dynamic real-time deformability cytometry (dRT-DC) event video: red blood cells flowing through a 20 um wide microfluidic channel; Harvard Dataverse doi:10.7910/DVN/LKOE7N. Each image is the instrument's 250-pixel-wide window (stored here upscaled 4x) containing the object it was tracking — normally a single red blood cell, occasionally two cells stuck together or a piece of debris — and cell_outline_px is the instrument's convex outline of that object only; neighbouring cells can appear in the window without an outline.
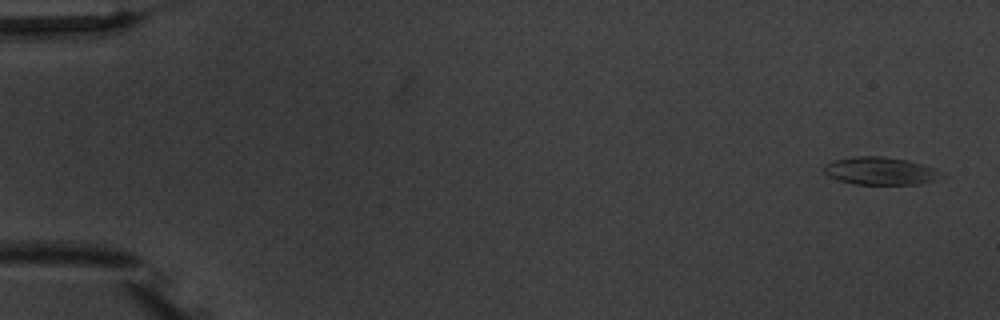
{"species": "common noctule bat (a hibernating species)", "species_latin": "Nyctalus noctula", "temperature_condition": "warm", "stored_images_in_passage": 10, "camera_frame_rate_fps": 3000, "um_per_image_px": 0.085, "animal": {"sex": "male", "body_mass_g": 20.1, "forearm_length_mm": 53.5}, "frame": {"image": 1, "passage_image": 1, "time_ms": 0.0, "image_size_px": [1000, 320], "cell_outline_px": [[944, 176], [920, 184], [856, 184], [840, 180], [828, 176], [824, 172], [824, 164], [832, 160], [852, 156], [884, 156], [904, 160], [920, 164], [944, 172]], "centroid_in_image_um": [74.79, 14.52], "position_along_channel_um": 10.2, "area_um2": 18.84}}
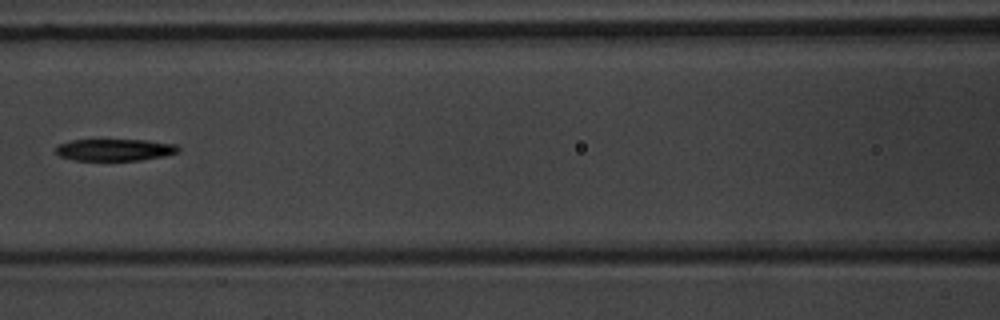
{"frame": {"image": 2, "passage_image": 7, "time_ms": 8.0, "image_size_px": [1000, 320], "cell_outline_px": [[180, 152], [164, 156], [140, 160], [76, 160], [60, 156], [56, 152], [56, 148], [60, 144], [72, 140], [144, 140], [176, 144], [180, 148]], "centroid_in_image_um": [9.8, 12.73], "position_along_channel_um": 156.8, "area_um2": 15.49}}
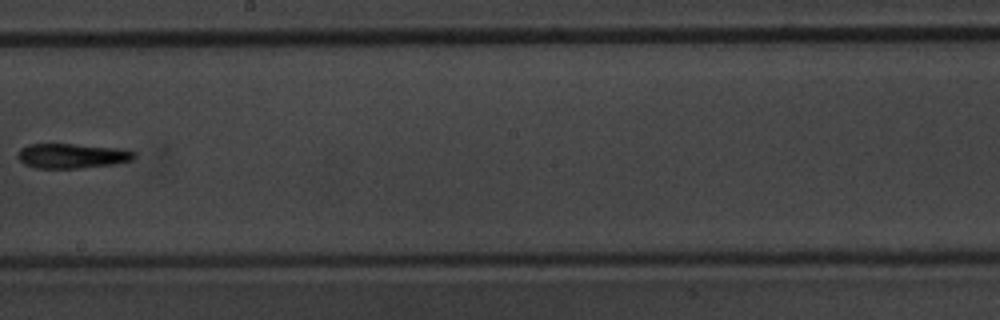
{"frame": {"image": 3, "passage_image": 9, "time_ms": 10.333, "image_size_px": [1000, 320], "cell_outline_px": [[136, 156], [132, 160], [112, 164], [80, 168], [36, 168], [24, 164], [16, 156], [20, 148], [28, 144], [72, 144], [128, 148], [136, 152]], "centroid_in_image_um": [6.15, 13.23], "position_along_channel_um": 242.0, "area_um2": 17.05}}